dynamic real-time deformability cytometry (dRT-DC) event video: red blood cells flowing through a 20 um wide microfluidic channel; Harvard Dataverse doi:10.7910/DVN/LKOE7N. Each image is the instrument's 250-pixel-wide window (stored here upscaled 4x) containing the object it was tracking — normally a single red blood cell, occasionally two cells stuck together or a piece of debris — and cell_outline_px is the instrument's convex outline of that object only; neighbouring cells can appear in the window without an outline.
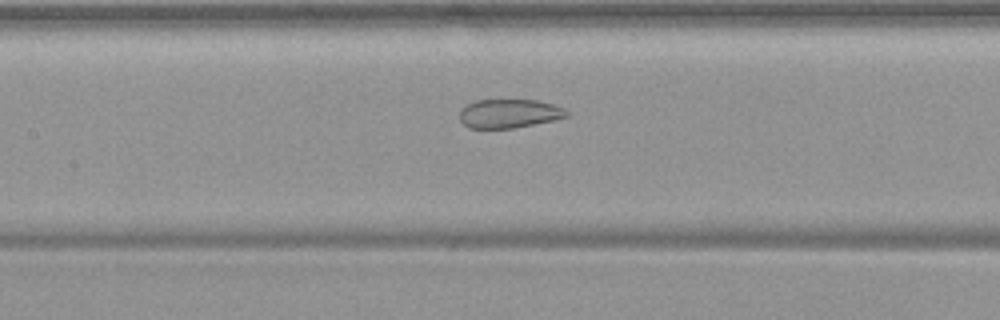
{"species": "common noctule bat (a hibernating species)", "species_latin": "Nyctalus noctula", "temperature_condition": "warm", "stored_images_in_passage": 41, "camera_frame_rate_fps": 3000, "um_per_image_px": 0.085, "animal": {"sex": "female", "body_mass_g": 19.9}, "frame": {"image": 1, "passage_image": 13, "time_ms": 4.0, "image_size_px": [1000, 320], "cell_outline_px": [[568, 116], [556, 120], [512, 128], [468, 128], [460, 120], [460, 108], [464, 104], [476, 100], [536, 100], [552, 104], [564, 108], [568, 112]], "centroid_in_image_um": [43.25, 9.65], "position_along_channel_um": 164.2, "area_um2": 18.09}}
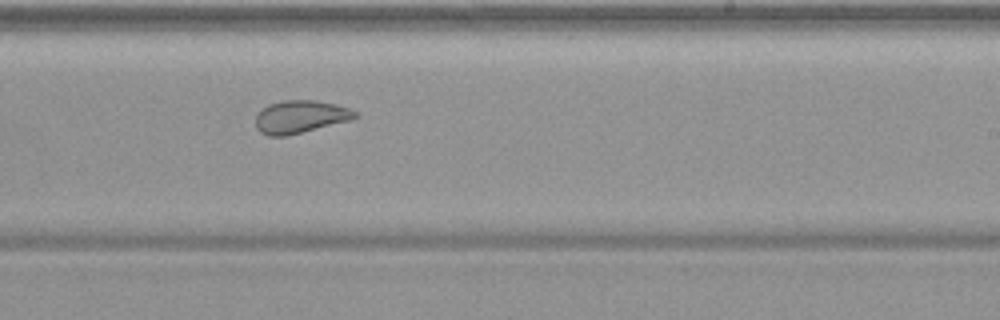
{"frame": {"image": 2, "passage_image": 21, "time_ms": 6.667, "image_size_px": [1000, 320], "cell_outline_px": [[360, 116], [352, 120], [284, 136], [268, 136], [260, 132], [256, 128], [256, 116], [268, 104], [284, 100], [316, 100], [336, 104], [348, 108], [356, 112]], "centroid_in_image_um": [25.55, 9.92], "position_along_channel_um": 263.5, "area_um2": 18.9}}
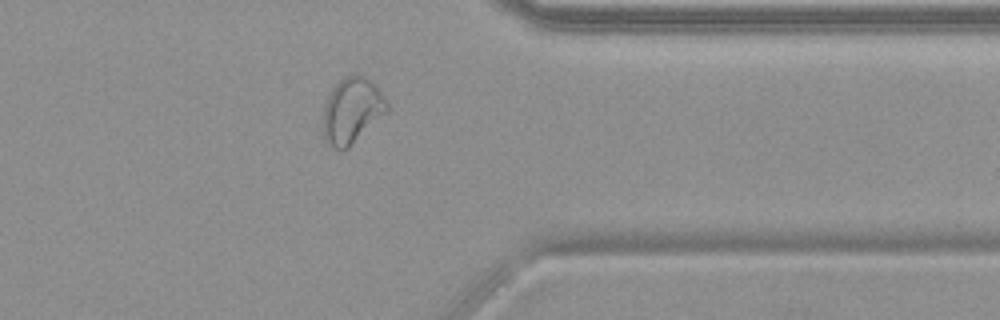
{"frame": {"image": 3, "passage_image": 31, "time_ms": 10.0, "image_size_px": [1000, 320], "cell_outline_px": [[388, 112], [348, 148], [340, 152], [332, 148], [324, 140], [324, 104], [332, 88], [344, 76], [356, 72], [368, 76], [376, 84], [388, 104]], "centroid_in_image_um": [29.93, 9.38], "position_along_channel_um": 381.5, "area_um2": 24.97}, "authors_computed_cell_mechanics": {"area_um2": 21.386, "velocity_mm_per_s": 3.7496, "shape_relaxation_time_tau1_ms": null, "shape_relaxation_time_tau2_ms": 1.2468, "deformation_change_tau1": null, "deformation_change_tau2": 0.0793}}